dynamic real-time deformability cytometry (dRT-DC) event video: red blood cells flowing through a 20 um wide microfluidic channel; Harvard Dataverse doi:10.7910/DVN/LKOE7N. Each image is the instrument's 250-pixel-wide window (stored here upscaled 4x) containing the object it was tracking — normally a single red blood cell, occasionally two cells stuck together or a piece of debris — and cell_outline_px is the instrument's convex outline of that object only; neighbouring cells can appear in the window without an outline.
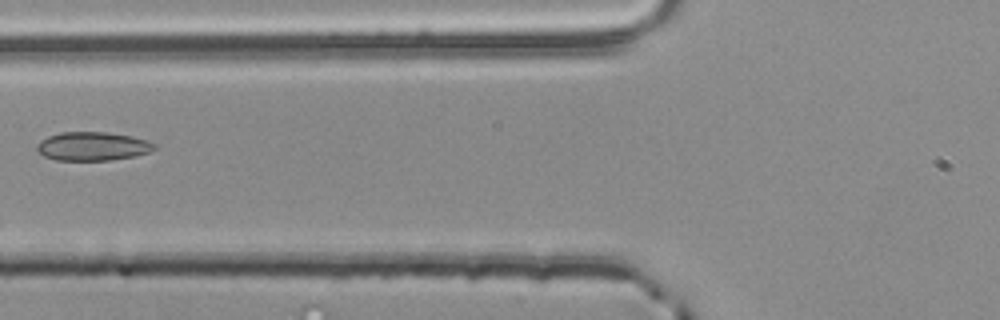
{"species": "common noctule bat (a hibernating species)", "species_latin": "Nyctalus noctula", "temperature_condition": "room temperature", "stored_images_in_passage": 5, "camera_frame_rate_fps": 3000, "um_per_image_px": 0.085, "animal": {"sex": "male", "body_mass_g": 20.4}, "frame": {"image": 1, "passage_image": 5, "time_ms": 1.333, "image_size_px": [1000, 320], "cell_outline_px": [[156, 148], [148, 152], [136, 156], [112, 160], [56, 160], [44, 156], [36, 148], [36, 144], [40, 140], [48, 136], [60, 132], [108, 132], [132, 136], [148, 140], [156, 144]], "centroid_in_image_um": [7.88, 12.43], "position_along_channel_um": 117.9, "area_um2": 19.77}}